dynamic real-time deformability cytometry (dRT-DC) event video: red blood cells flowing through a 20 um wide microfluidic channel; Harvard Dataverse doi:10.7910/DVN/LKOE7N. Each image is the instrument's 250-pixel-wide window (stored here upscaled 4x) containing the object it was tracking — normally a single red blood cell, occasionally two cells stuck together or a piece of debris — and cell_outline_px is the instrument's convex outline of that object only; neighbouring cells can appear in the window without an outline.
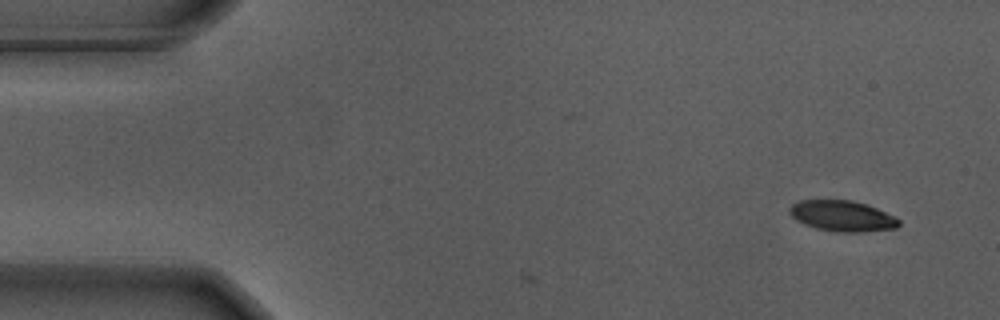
{"species": "Egyptian fruit bat (a non-hibernating species)", "species_latin": "Rousettus aegyptiacus", "temperature_condition": "warm", "stored_images_in_passage": 5, "camera_frame_rate_fps": 3000, "um_per_image_px": 0.085, "animal": {"sex": "male"}, "frame": {"image": 1, "passage_image": 1, "time_ms": 0.0, "image_size_px": [1000, 320], "cell_outline_px": [[900, 224], [896, 228], [860, 232], [836, 232], [816, 228], [804, 224], [796, 220], [788, 212], [788, 208], [792, 204], [800, 200], [852, 200], [868, 204], [900, 220]], "centroid_in_image_um": [71.56, 18.35], "position_along_channel_um": 13.4, "area_um2": 19.59}}